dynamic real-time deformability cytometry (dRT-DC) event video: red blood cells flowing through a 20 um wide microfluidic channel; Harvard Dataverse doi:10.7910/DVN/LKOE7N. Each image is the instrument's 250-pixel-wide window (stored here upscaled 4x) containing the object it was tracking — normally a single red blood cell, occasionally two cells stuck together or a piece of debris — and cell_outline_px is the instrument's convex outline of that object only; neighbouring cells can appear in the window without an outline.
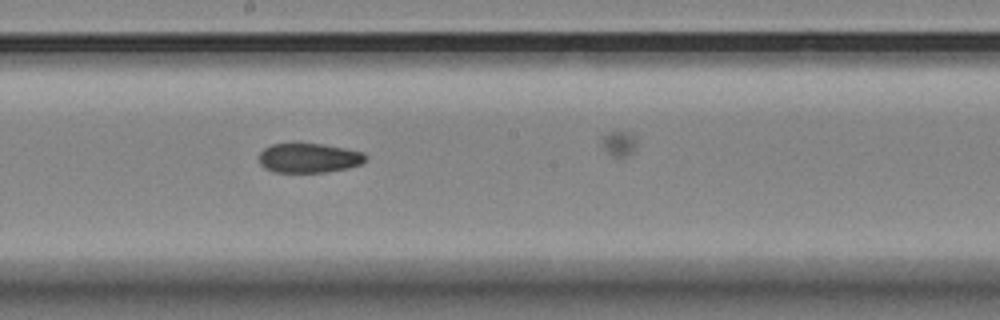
{"species": "Egyptian fruit bat (a non-hibernating species)", "species_latin": "Rousettus aegyptiacus", "temperature_condition": "room temperature", "stored_images_in_passage": 39, "camera_frame_rate_fps": 3000, "um_per_image_px": 0.085, "animal": {"sex": "female"}, "frame": {"image": 1, "passage_image": 24, "time_ms": 7.667, "image_size_px": [1000, 320], "cell_outline_px": [[368, 156], [360, 164], [348, 168], [324, 172], [276, 172], [264, 168], [260, 164], [260, 152], [264, 148], [272, 144], [324, 144], [364, 152]], "centroid_in_image_um": [26.26, 13.43], "position_along_channel_um": 221.9, "area_um2": 18.21}}
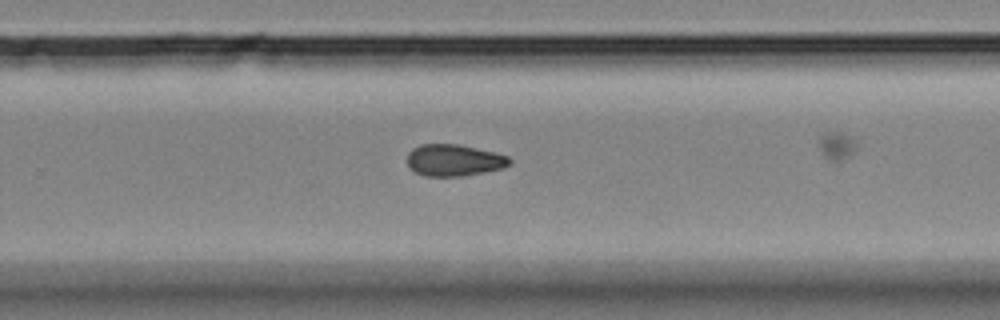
{"frame": {"image": 2, "passage_image": 30, "time_ms": 9.667, "image_size_px": [1000, 320], "cell_outline_px": [[512, 164], [504, 168], [484, 172], [460, 176], [424, 176], [408, 168], [408, 152], [412, 148], [420, 144], [460, 144], [508, 156], [512, 160]], "centroid_in_image_um": [38.59, 13.62], "position_along_channel_um": 291.2, "area_um2": 19.02}}
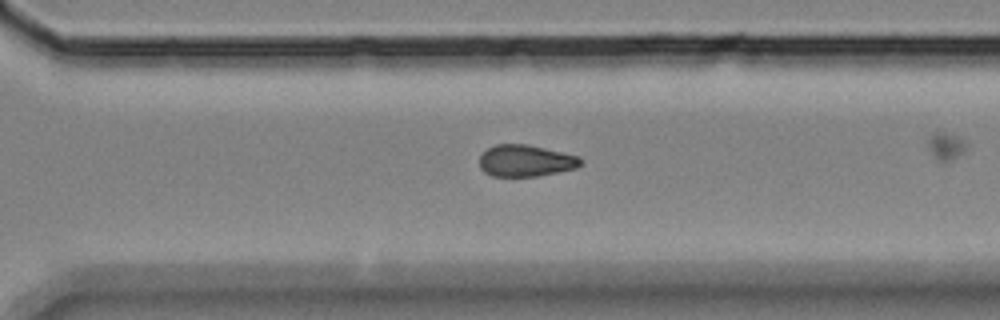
{"frame": {"image": 3, "passage_image": 33, "time_ms": 10.667, "image_size_px": [1000, 320], "cell_outline_px": [[584, 160], [576, 168], [536, 176], [492, 176], [484, 172], [480, 168], [480, 156], [488, 148], [496, 144], [524, 144], [544, 148], [580, 156]], "centroid_in_image_um": [44.68, 13.66], "position_along_channel_um": 325.9, "area_um2": 18.55}}